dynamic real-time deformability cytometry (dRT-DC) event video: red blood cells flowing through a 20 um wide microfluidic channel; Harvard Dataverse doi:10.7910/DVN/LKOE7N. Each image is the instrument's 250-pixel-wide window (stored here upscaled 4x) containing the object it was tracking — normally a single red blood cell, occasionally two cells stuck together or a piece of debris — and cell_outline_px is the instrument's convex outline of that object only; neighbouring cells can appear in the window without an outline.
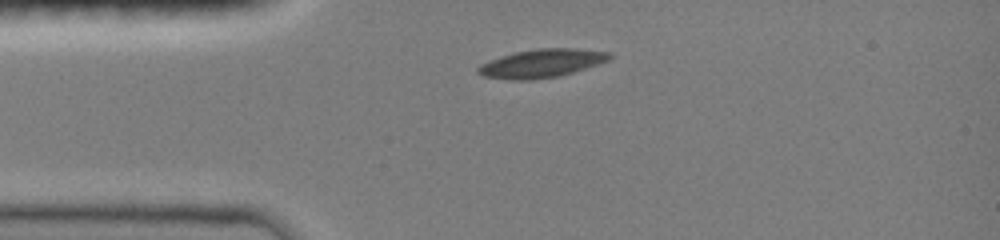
{"species": "common noctule bat (a hibernating species)", "species_latin": "Nyctalus noctula", "temperature_condition": "room temperature", "stored_images_in_passage": 33, "camera_frame_rate_fps": 3000, "um_per_image_px": 0.085, "animal": {"sex": "female", "body_mass_g": 19.0, "forearm_length_mm": 51.5}, "frame": {"image": 1, "passage_image": 1, "time_ms": 0.0, "image_size_px": [1000, 240], "cell_outline_px": [[612, 56], [608, 60], [560, 76], [528, 80], [512, 80], [484, 76], [476, 72], [476, 68], [480, 64], [488, 60], [512, 52], [536, 48], [576, 48], [612, 52]], "centroid_in_image_um": [45.99, 5.37], "position_along_channel_um": 39.0, "area_um2": 21.85}}
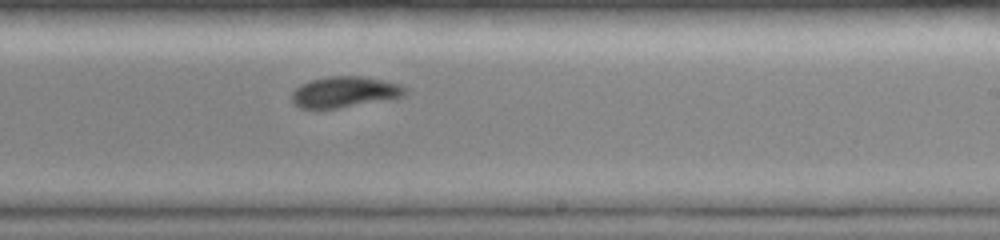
{"frame": {"image": 2, "passage_image": 19, "time_ms": 6.0, "image_size_px": [1000, 240], "cell_outline_px": [[408, 92], [404, 96], [388, 100], [340, 108], [300, 108], [292, 100], [292, 92], [300, 84], [312, 80], [328, 76], [360, 76], [384, 80], [400, 84], [408, 88]], "centroid_in_image_um": [29.35, 7.82], "position_along_channel_um": 259.6, "area_um2": 20.58}}
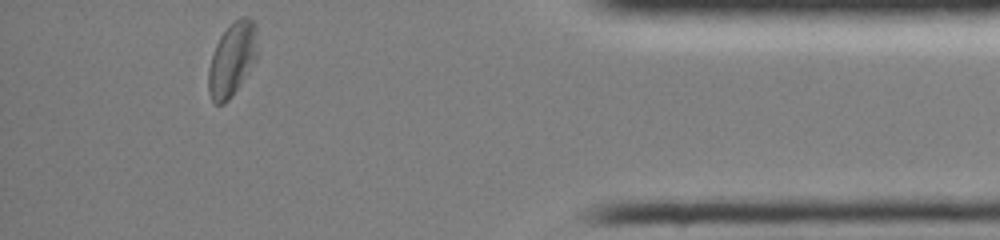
{"frame": {"image": 3, "passage_image": 33, "time_ms": 10.667, "image_size_px": [1000, 240], "cell_outline_px": [[256, 60], [232, 96], [224, 104], [216, 104], [212, 100], [208, 92], [208, 68], [216, 44], [220, 36], [240, 16], [248, 16], [256, 24]], "centroid_in_image_um": [19.72, 5.05], "position_along_channel_um": 415.5, "area_um2": 20.81}, "authors_computed_cell_mechanics": {"area_um2": 21.0392, "velocity_mm_per_s": 4.0165, "shape_relaxation_time_tau1_ms": 2.6006, "shape_relaxation_time_tau2_ms": 4.9232, "deformation_change_tau1": 0.1296, "deformation_change_tau2": 0.0878}}